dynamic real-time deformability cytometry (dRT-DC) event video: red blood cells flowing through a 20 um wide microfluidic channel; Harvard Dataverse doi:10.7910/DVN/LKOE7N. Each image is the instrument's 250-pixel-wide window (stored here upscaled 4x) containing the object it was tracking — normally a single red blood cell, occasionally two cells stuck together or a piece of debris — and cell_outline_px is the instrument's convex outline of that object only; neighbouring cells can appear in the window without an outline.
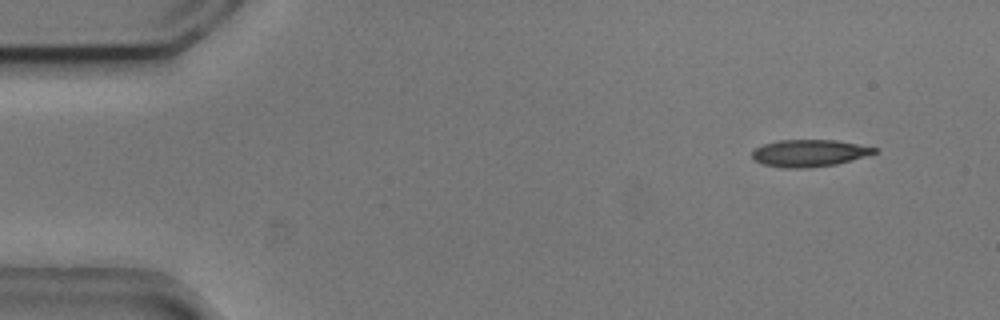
{"species": "common noctule bat (a hibernating species)", "species_latin": "Nyctalus noctula", "temperature_condition": "cold", "stored_images_in_passage": 2, "camera_frame_rate_fps": 3000, "um_per_image_px": 0.085, "animal": {"sex": "male", "body_mass_g": 20.5, "forearm_length_mm": 52.5}, "frame": {"image": 1, "passage_image": 2, "time_ms": 0.333, "image_size_px": [1000, 320], "cell_outline_px": [[880, 152], [836, 164], [808, 168], [784, 168], [764, 164], [756, 160], [752, 156], [752, 152], [756, 148], [764, 144], [780, 140], [836, 140], [880, 148]], "centroid_in_image_um": [68.85, 13.01], "position_along_channel_um": 16.2, "area_um2": 19.25}}